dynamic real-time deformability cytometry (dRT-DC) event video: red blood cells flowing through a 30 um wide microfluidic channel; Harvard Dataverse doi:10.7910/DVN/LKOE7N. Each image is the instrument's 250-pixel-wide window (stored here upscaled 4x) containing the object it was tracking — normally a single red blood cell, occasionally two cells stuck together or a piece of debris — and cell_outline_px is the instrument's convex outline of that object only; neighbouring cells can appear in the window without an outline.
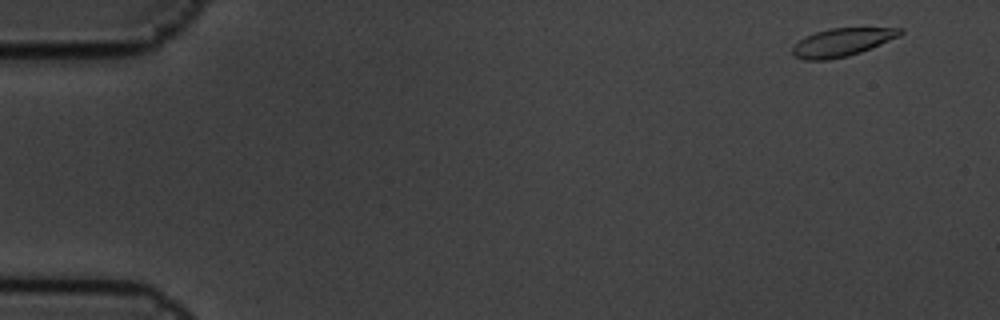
{"species": "common noctule bat (a hibernating species)", "species_latin": "Nyctalus noctula", "temperature_condition": "cold", "stored_images_in_passage": 4, "camera_frame_rate_fps": 3000, "um_per_image_px": 0.085, "animal": {"sex": "male", "body_mass_g": 19.5, "forearm_length_mm": 54.6}, "frame": {"image": 1, "passage_image": 1, "time_ms": 0.0, "image_size_px": [1000, 320], "cell_outline_px": [[904, 32], [900, 36], [860, 52], [848, 56], [828, 60], [804, 60], [792, 56], [792, 44], [804, 36], [828, 28], [904, 28]], "centroid_in_image_um": [71.51, 3.6], "position_along_channel_um": 13.5, "area_um2": 17.8}}